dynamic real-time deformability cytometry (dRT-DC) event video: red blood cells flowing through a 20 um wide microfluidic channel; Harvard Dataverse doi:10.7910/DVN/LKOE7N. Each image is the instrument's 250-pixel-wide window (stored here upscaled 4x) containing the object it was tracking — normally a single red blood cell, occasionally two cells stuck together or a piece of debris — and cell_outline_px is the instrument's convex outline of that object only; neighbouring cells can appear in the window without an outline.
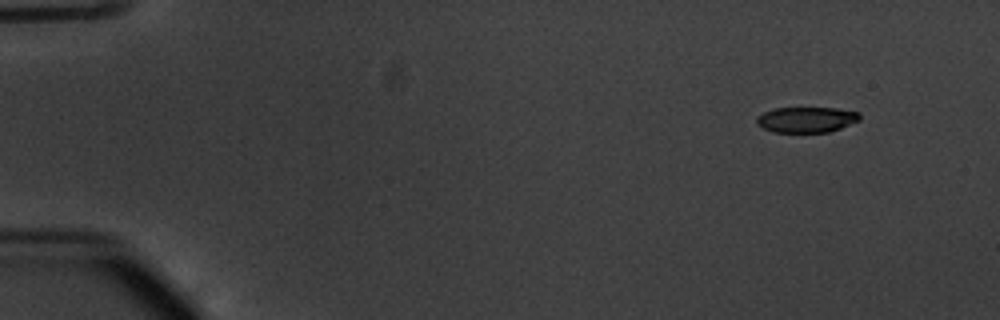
{"species": "common noctule bat (a hibernating species)", "species_latin": "Nyctalus noctula", "temperature_condition": "warm", "stored_images_in_passage": 50, "camera_frame_rate_fps": 3000, "um_per_image_px": 0.085, "animal": {"sex": "male", "body_mass_g": 20.1, "forearm_length_mm": 53.5}, "frame": {"image": 1, "passage_image": 1, "time_ms": 0.0, "image_size_px": [1000, 320], "cell_outline_px": [[860, 120], [840, 128], [828, 132], [772, 132], [756, 124], [756, 116], [772, 108], [836, 108], [860, 112]], "centroid_in_image_um": [68.53, 10.16], "position_along_channel_um": 16.5, "area_um2": 15.43}}
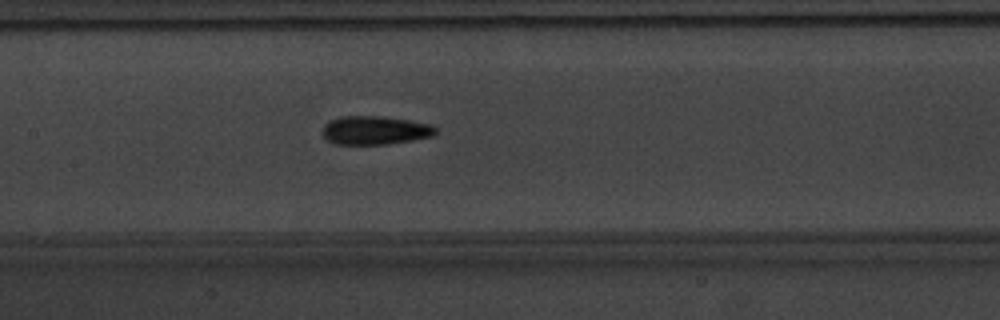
{"frame": {"image": 2, "passage_image": 23, "time_ms": 7.333, "image_size_px": [1000, 320], "cell_outline_px": [[436, 132], [432, 136], [412, 140], [388, 144], [336, 144], [328, 140], [324, 136], [324, 124], [328, 120], [340, 116], [384, 116], [432, 124], [436, 128]], "centroid_in_image_um": [31.88, 11.06], "position_along_channel_um": 175.5, "area_um2": 18.84}}
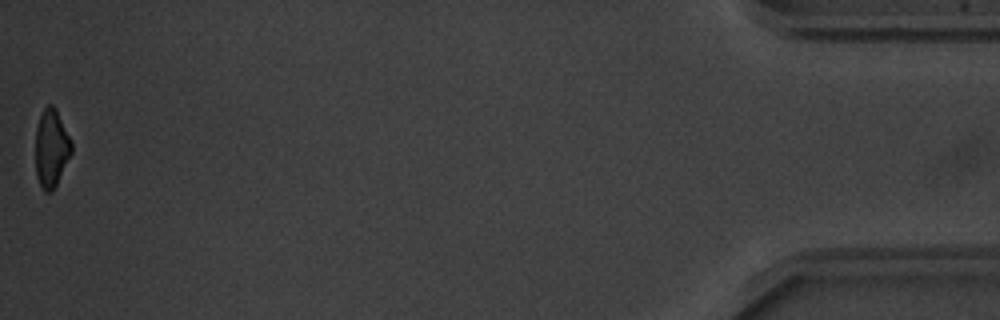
{"frame": {"image": 3, "passage_image": 50, "time_ms": 16.333, "image_size_px": [1000, 320], "cell_outline_px": [[72, 152], [52, 192], [44, 192], [36, 176], [36, 128], [40, 116], [44, 108], [48, 104], [52, 104], [56, 108], [72, 144]], "centroid_in_image_um": [4.35, 12.6], "position_along_channel_um": 430.8, "area_um2": 16.13}, "authors_computed_cell_mechanics": {"area_um2": 17.918, "velocity_mm_per_s": 3.8185, "shape_relaxation_time_tau1_ms": 3.1452, "shape_relaxation_time_tau2_ms": 3.1435, "deformation_change_tau1": 0.14, "deformation_change_tau2": 0.1027}}